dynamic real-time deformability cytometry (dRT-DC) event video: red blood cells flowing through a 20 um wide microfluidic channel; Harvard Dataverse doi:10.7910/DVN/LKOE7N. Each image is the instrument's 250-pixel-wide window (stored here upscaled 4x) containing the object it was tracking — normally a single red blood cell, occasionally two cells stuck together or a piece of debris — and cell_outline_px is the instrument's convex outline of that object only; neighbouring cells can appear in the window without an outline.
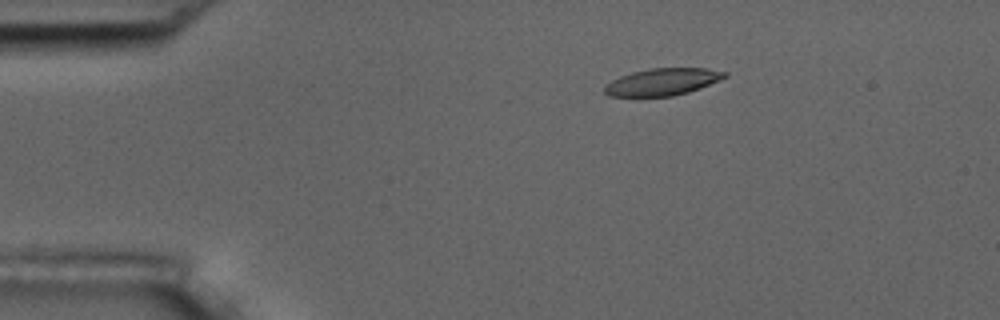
{"species": "common noctule bat (a hibernating species)", "species_latin": "Nyctalus noctula", "temperature_condition": "room temperature", "stored_images_in_passage": 5, "camera_frame_rate_fps": 3000, "um_per_image_px": 0.085, "animal": {"sex": "male", "body_mass_g": 17.5, "forearm_length_mm": 52.3}, "frame": {"image": 1, "passage_image": 3, "time_ms": 3.0, "image_size_px": [1000, 320], "cell_outline_px": [[728, 76], [720, 80], [700, 88], [688, 92], [672, 96], [608, 96], [604, 92], [604, 84], [620, 76], [632, 72], [648, 68], [708, 68], [728, 72]], "centroid_in_image_um": [56.32, 6.95], "position_along_channel_um": 28.7, "area_um2": 19.07}}
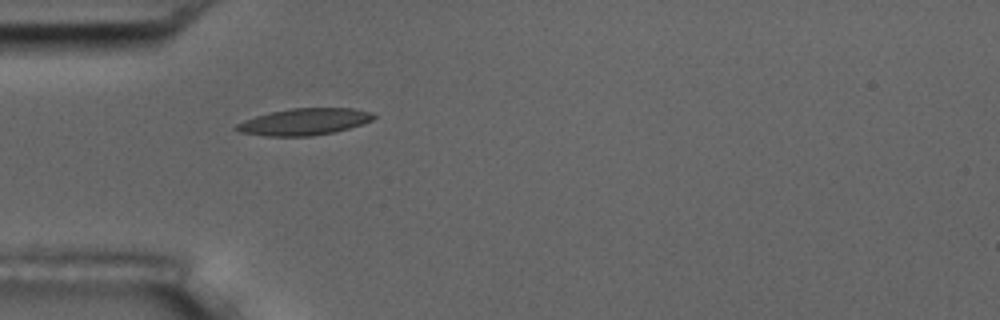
{"frame": {"image": 2, "passage_image": 5, "time_ms": 5.333, "image_size_px": [1000, 320], "cell_outline_px": [[376, 116], [372, 120], [348, 128], [332, 132], [312, 136], [264, 136], [240, 132], [232, 128], [236, 124], [244, 120], [268, 112], [292, 108], [352, 108], [372, 112]], "centroid_in_image_um": [25.81, 10.34], "position_along_channel_um": 59.2, "area_um2": 21.33}}